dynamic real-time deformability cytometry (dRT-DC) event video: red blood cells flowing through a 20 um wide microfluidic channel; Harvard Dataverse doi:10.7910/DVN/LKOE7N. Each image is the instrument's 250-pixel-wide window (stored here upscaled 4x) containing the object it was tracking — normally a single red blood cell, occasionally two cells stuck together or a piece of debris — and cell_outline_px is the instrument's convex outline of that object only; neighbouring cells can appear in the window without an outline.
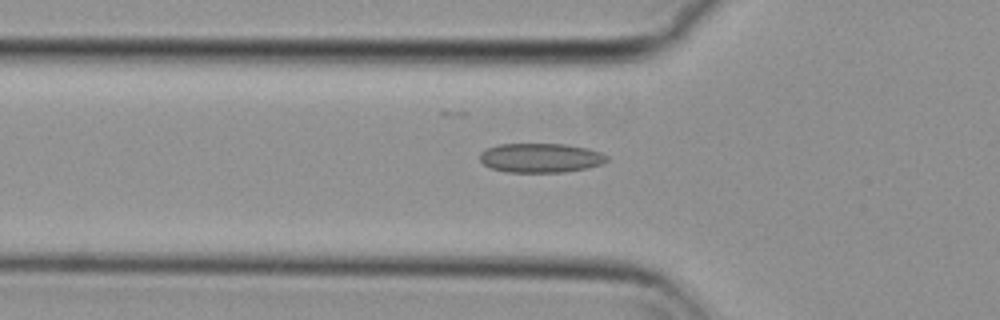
{"species": "common noctule bat (a hibernating species)", "species_latin": "Nyctalus noctula", "temperature_condition": "cold", "stored_images_in_passage": 39, "camera_frame_rate_fps": 3000, "um_per_image_px": 0.085, "animal": {"sex": "female", "body_mass_g": 29.2, "forearm_length_mm": 56.3}, "frame": {"image": 1, "passage_image": 2, "time_ms": 0.333, "image_size_px": [1000, 320], "cell_outline_px": [[608, 160], [604, 164], [588, 168], [564, 172], [508, 172], [492, 168], [484, 164], [480, 160], [480, 152], [488, 148], [500, 144], [564, 144], [588, 148], [600, 152], [608, 156]], "centroid_in_image_um": [46.0, 13.42], "position_along_channel_um": 79.8, "area_um2": 21.73}}
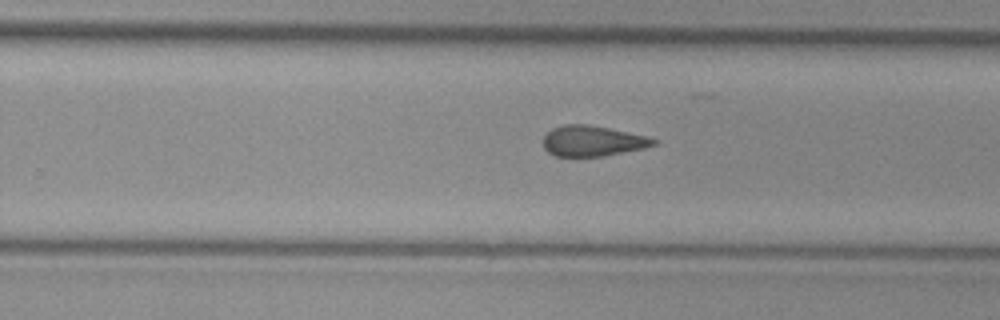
{"frame": {"image": 2, "passage_image": 18, "time_ms": 5.667, "image_size_px": [1000, 320], "cell_outline_px": [[660, 140], [656, 144], [644, 148], [604, 156], [552, 156], [544, 148], [544, 136], [552, 128], [564, 124], [588, 124], [608, 128], [644, 136]], "centroid_in_image_um": [50.35, 11.98], "position_along_channel_um": 279.5, "area_um2": 19.54}}
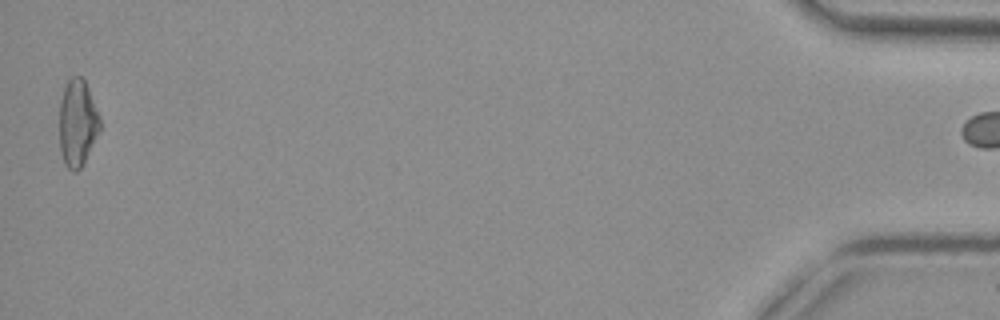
{"frame": {"image": 3, "passage_image": 38, "time_ms": 12.333, "image_size_px": [1000, 320], "cell_outline_px": [[100, 132], [80, 168], [76, 172], [72, 172], [64, 164], [60, 148], [60, 100], [64, 88], [68, 80], [72, 76], [80, 76], [84, 80], [88, 88], [100, 120]], "centroid_in_image_um": [6.57, 10.47], "position_along_channel_um": 428.6, "area_um2": 20.29}}